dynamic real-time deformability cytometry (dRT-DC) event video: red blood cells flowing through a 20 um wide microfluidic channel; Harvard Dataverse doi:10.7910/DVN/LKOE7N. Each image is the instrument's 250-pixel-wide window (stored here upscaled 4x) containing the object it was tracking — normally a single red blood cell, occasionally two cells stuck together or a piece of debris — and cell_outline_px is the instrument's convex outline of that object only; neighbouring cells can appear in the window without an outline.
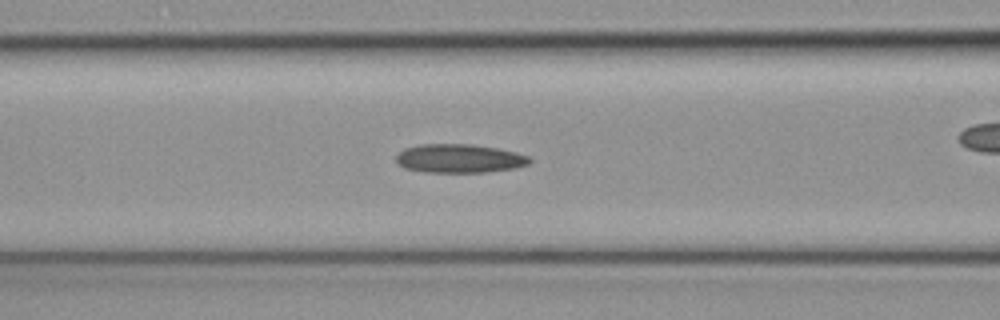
{"species": "common noctule bat (a hibernating species)", "species_latin": "Nyctalus noctula", "temperature_condition": "cold", "stored_images_in_passage": 34, "camera_frame_rate_fps": 3000, "um_per_image_px": 0.085, "animal": {"sex": "female", "body_mass_g": 19.3, "forearm_length_mm": 54.1}, "frame": {"image": 1, "passage_image": 15, "time_ms": 4.667, "image_size_px": [1000, 320], "cell_outline_px": [[532, 160], [528, 164], [512, 168], [484, 172], [424, 172], [404, 168], [396, 160], [396, 156], [404, 148], [420, 144], [472, 144], [496, 148], [516, 152], [528, 156]], "centroid_in_image_um": [39.02, 13.46], "position_along_channel_um": 127.6, "area_um2": 22.2}}
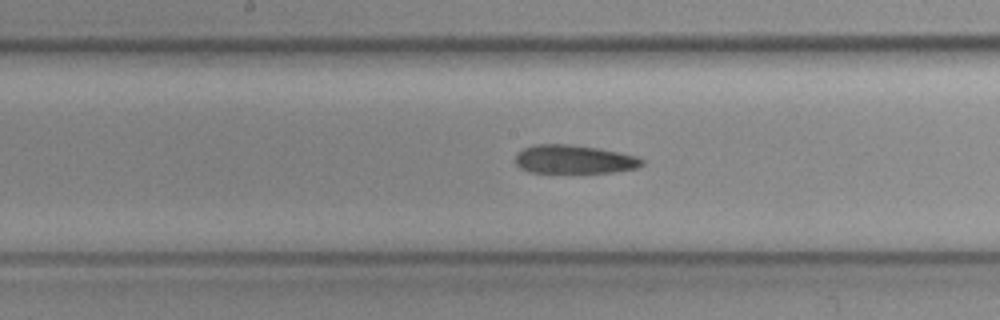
{"frame": {"image": 2, "passage_image": 20, "time_ms": 6.333, "image_size_px": [1000, 320], "cell_outline_px": [[644, 164], [636, 168], [612, 172], [528, 172], [520, 168], [516, 164], [516, 152], [524, 148], [536, 144], [568, 144], [600, 148], [636, 156], [644, 160]], "centroid_in_image_um": [48.78, 13.54], "position_along_channel_um": 199.4, "area_um2": 21.04}}
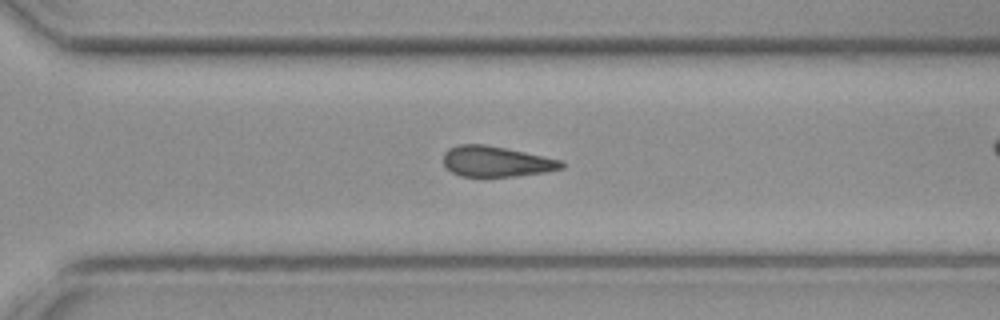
{"frame": {"image": 3, "passage_image": 29, "time_ms": 9.333, "image_size_px": [1000, 320], "cell_outline_px": [[564, 168], [548, 172], [512, 176], [460, 176], [452, 172], [444, 164], [444, 152], [448, 148], [456, 144], [484, 144], [564, 160]], "centroid_in_image_um": [42.2, 13.72], "position_along_channel_um": 328.4, "area_um2": 21.04}}